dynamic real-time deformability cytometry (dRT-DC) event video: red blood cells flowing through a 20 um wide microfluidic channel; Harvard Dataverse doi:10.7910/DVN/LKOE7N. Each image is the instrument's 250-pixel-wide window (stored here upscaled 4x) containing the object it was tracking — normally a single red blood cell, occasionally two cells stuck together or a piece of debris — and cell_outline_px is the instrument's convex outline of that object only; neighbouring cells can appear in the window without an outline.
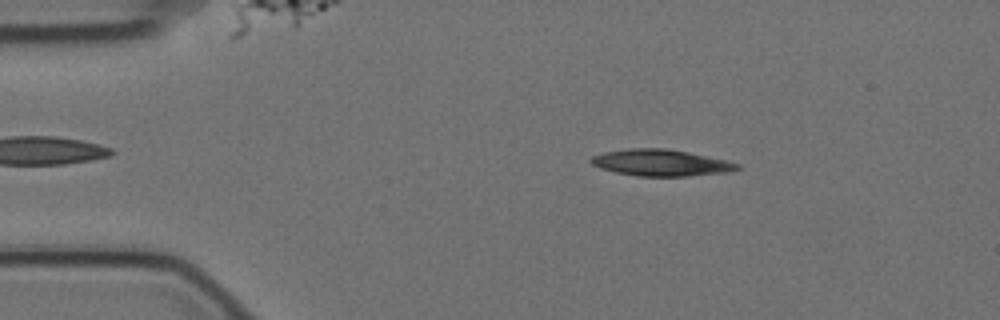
{"species": "Egyptian fruit bat (a non-hibernating species)", "species_latin": "Rousettus aegyptiacus", "temperature_condition": "cold", "stored_images_in_passage": 56, "camera_frame_rate_fps": 3000, "um_per_image_px": 0.085, "animal": {"sex": "female"}, "frame": {"image": 1, "passage_image": 8, "time_ms": 2.333, "image_size_px": [1000, 320], "cell_outline_px": [[740, 168], [724, 172], [688, 176], [640, 176], [616, 172], [600, 168], [592, 164], [588, 160], [592, 156], [604, 152], [628, 148], [664, 148], [688, 152], [724, 160], [740, 164]], "centroid_in_image_um": [56.11, 13.82], "position_along_channel_um": 28.9, "area_um2": 22.31}}
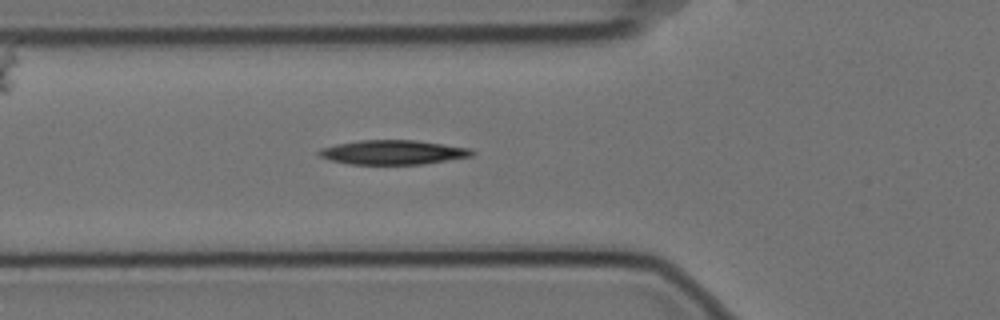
{"frame": {"image": 2, "passage_image": 18, "time_ms": 5.667, "image_size_px": [1000, 320], "cell_outline_px": [[476, 152], [472, 156], [424, 164], [348, 164], [332, 160], [320, 156], [316, 152], [320, 148], [336, 144], [360, 140], [416, 140], [472, 148]], "centroid_in_image_um": [33.43, 12.94], "position_along_channel_um": 92.4, "area_um2": 21.79}}
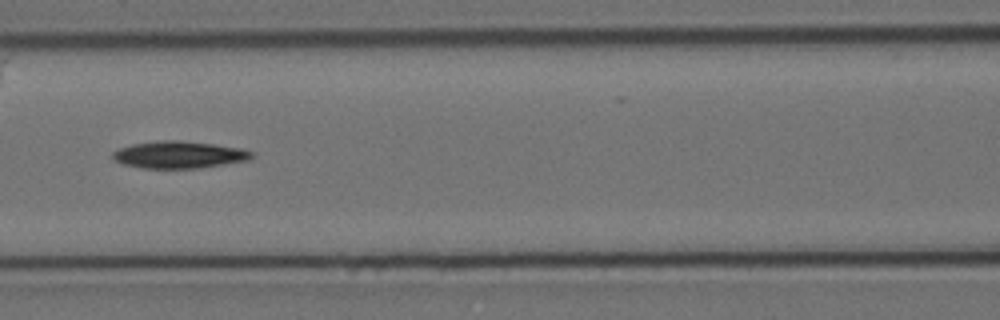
{"frame": {"image": 3, "passage_image": 23, "time_ms": 7.333, "image_size_px": [1000, 320], "cell_outline_px": [[252, 156], [248, 160], [200, 168], [140, 168], [120, 164], [112, 160], [112, 152], [120, 148], [132, 144], [164, 140], [176, 140], [212, 144], [240, 148], [252, 152]], "centroid_in_image_um": [15.14, 13.16], "position_along_channel_um": 151.5, "area_um2": 21.85}, "authors_computed_cell_mechanics": {"area_um2": 21.5883, "velocity_mm_per_s": 3.4723, "shape_relaxation_time_tau1_ms": 2.9781, "shape_relaxation_time_tau2_ms": null, "deformation_change_tau1": 0.0978, "deformation_change_tau2": null}}